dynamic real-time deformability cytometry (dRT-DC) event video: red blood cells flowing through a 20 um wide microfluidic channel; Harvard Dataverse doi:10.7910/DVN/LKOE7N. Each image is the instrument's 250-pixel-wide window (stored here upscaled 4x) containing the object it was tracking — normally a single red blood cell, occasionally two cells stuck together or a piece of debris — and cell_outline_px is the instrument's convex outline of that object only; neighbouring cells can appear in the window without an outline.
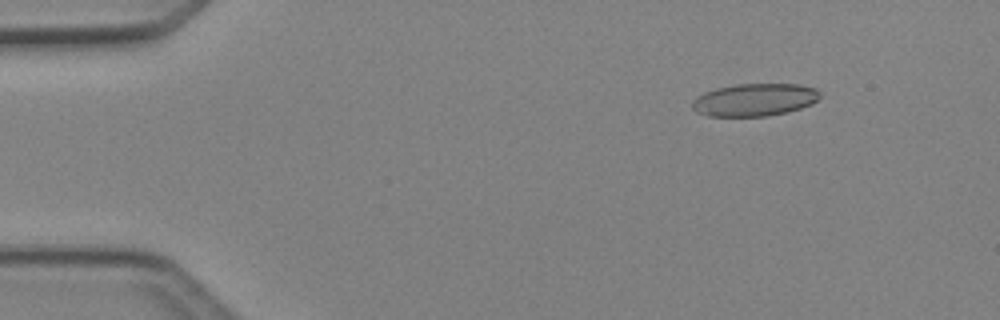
{"species": "Egyptian fruit bat (a non-hibernating species)", "species_latin": "Rousettus aegyptiacus", "temperature_condition": "cold", "stored_images_in_passage": 49, "camera_frame_rate_fps": 3000, "um_per_image_px": 0.085, "animal": {"sex": "female"}, "frame": {"image": 1, "passage_image": 6, "time_ms": 1.667, "image_size_px": [1000, 320], "cell_outline_px": [[820, 96], [812, 104], [788, 112], [768, 116], [708, 116], [696, 112], [692, 108], [692, 100], [704, 92], [716, 88], [736, 84], [796, 84], [816, 88], [820, 92]], "centroid_in_image_um": [64.13, 8.48], "position_along_channel_um": 20.9, "area_um2": 24.33}}
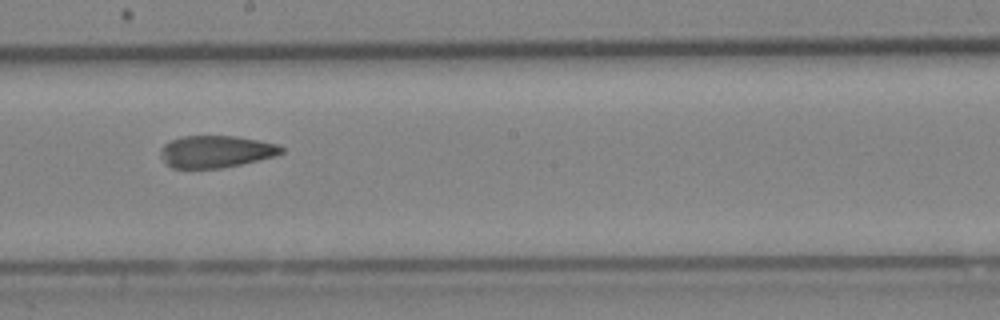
{"frame": {"image": 2, "passage_image": 27, "time_ms": 8.667, "image_size_px": [1000, 320], "cell_outline_px": [[284, 152], [276, 156], [240, 164], [220, 168], [172, 168], [160, 156], [160, 148], [164, 144], [180, 136], [236, 136], [280, 144], [284, 148]], "centroid_in_image_um": [18.37, 12.87], "position_along_channel_um": 229.8, "area_um2": 22.66}}
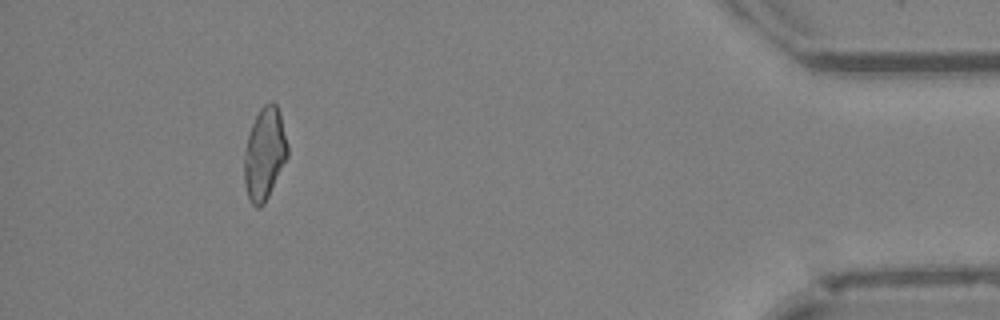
{"frame": {"image": 3, "passage_image": 44, "time_ms": 14.333, "image_size_px": [1000, 320], "cell_outline_px": [[288, 156], [264, 204], [260, 208], [256, 208], [252, 204], [248, 196], [244, 184], [244, 160], [248, 136], [252, 124], [260, 108], [264, 104], [272, 100], [276, 104], [280, 112], [288, 144]], "centroid_in_image_um": [22.5, 13.05], "position_along_channel_um": 412.7, "area_um2": 23.24}, "authors_computed_cell_mechanics": {"area_um2": 23.7558, "velocity_mm_per_s": 4.2679, "shape_relaxation_time_tau1_ms": null, "shape_relaxation_time_tau2_ms": 3.9496, "deformation_change_tau1": null, "deformation_change_tau2": 0.1322}}